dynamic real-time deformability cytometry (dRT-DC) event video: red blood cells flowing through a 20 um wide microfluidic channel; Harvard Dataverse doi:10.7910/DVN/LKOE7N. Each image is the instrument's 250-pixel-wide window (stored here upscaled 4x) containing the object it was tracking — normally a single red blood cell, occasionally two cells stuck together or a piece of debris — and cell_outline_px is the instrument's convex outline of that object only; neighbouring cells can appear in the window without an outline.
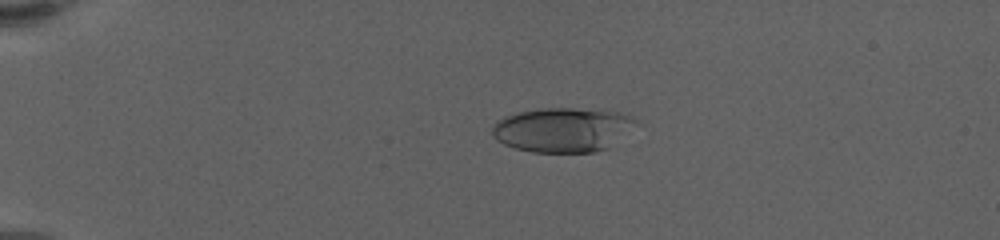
{"species": "human", "species_latin": "Homo sapiens", "temperature_condition": "warm", "stored_images_in_passage": 61, "camera_frame_rate_fps": 3000, "um_per_image_px": 0.085, "donor": {"sex": "female"}, "frame": {"image": 1, "passage_image": 15, "time_ms": 4.667, "image_size_px": [1000, 240], "cell_outline_px": [[640, 124], [608, 148], [596, 152], [532, 152], [516, 148], [504, 144], [496, 140], [492, 136], [492, 128], [504, 116], [516, 112], [536, 108], [572, 108], [616, 112], [632, 116]], "centroid_in_image_um": [47.85, 11.03], "position_along_channel_um": 37.2, "area_um2": 37.4}}
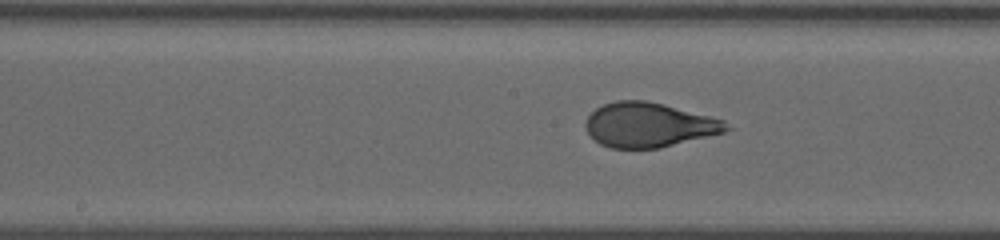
{"frame": {"image": 2, "passage_image": 34, "time_ms": 11.0, "image_size_px": [1000, 240], "cell_outline_px": [[732, 128], [724, 132], [660, 148], [612, 148], [600, 144], [584, 128], [584, 124], [588, 116], [596, 108], [604, 104], [616, 100], [644, 100], [664, 104], [724, 120]], "centroid_in_image_um": [55.14, 10.61], "position_along_channel_um": 193.1, "area_um2": 36.36}}
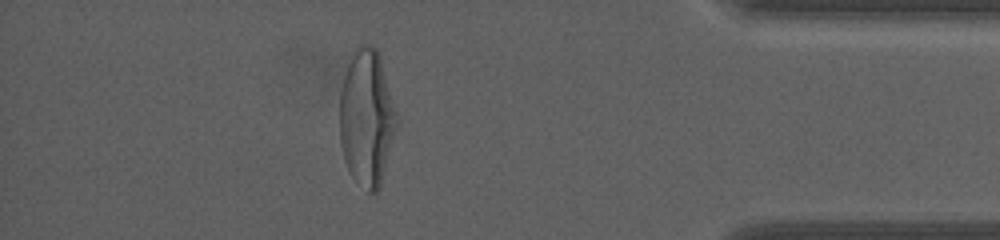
{"frame": {"image": 3, "passage_image": 55, "time_ms": 18.0, "image_size_px": [1000, 240], "cell_outline_px": [[400, 120], [380, 188], [376, 192], [368, 192], [352, 176], [344, 160], [340, 144], [340, 92], [344, 76], [348, 64], [356, 44], [368, 44], [376, 48], [380, 56]], "centroid_in_image_um": [31.2, 10.01], "position_along_channel_um": 404.0, "area_um2": 45.95}, "authors_computed_cell_mechanics": {"area_um2": 38.0902, "velocity_mm_per_s": 3.4552, "shape_relaxation_time_tau1_ms": 4.6102, "shape_relaxation_time_tau2_ms": null, "deformation_change_tau1": 0.1984, "deformation_change_tau2": null}}